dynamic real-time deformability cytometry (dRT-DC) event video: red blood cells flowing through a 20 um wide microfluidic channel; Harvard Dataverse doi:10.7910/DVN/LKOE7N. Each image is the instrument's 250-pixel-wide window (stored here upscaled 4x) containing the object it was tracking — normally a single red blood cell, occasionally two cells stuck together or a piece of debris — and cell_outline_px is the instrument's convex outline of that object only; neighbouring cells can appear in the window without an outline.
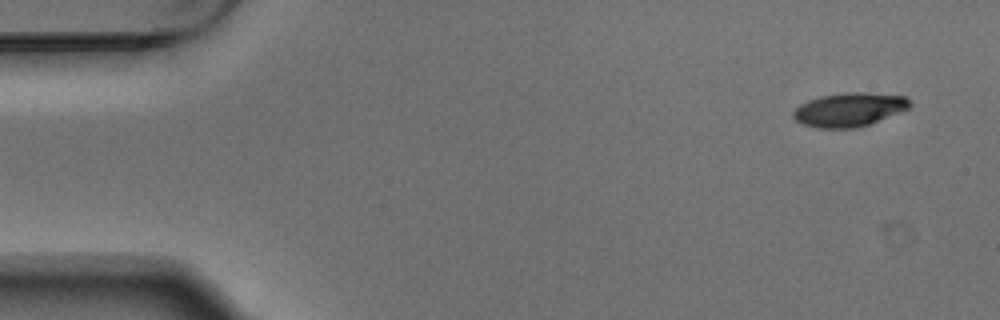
{"species": "Egyptian fruit bat (a non-hibernating species)", "species_latin": "Rousettus aegyptiacus", "temperature_condition": "warm", "stored_images_in_passage": 5, "camera_frame_rate_fps": 3000, "um_per_image_px": 0.085, "animal": {"sex": "male"}, "frame": {"image": 1, "passage_image": 1, "time_ms": 0.0, "image_size_px": [1000, 320], "cell_outline_px": [[912, 104], [908, 108], [900, 112], [868, 124], [856, 128], [820, 128], [804, 124], [796, 120], [792, 116], [792, 112], [800, 104], [808, 100], [820, 96], [844, 92], [868, 92], [904, 96]], "centroid_in_image_um": [72.17, 9.3], "position_along_channel_um": 12.8, "area_um2": 22.83}}
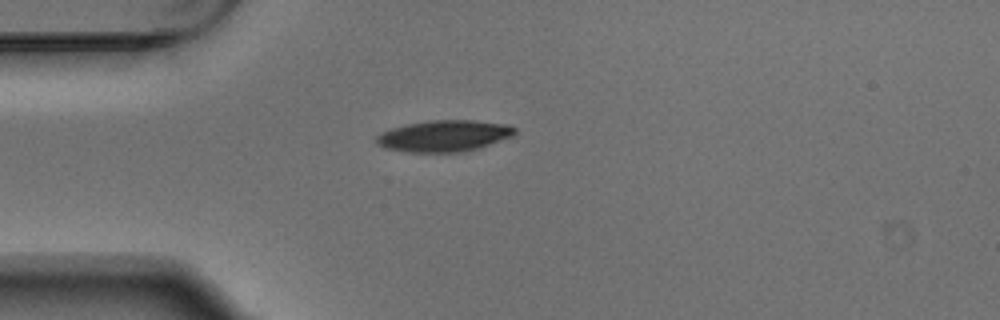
{"frame": {"image": 2, "passage_image": 4, "time_ms": 1.0, "image_size_px": [1000, 320], "cell_outline_px": [[516, 132], [512, 136], [464, 152], [412, 152], [384, 148], [376, 144], [376, 136], [392, 128], [408, 124], [432, 120], [476, 120], [508, 124], [516, 128]], "centroid_in_image_um": [37.75, 11.54], "position_along_channel_um": 47.2, "area_um2": 25.09}}